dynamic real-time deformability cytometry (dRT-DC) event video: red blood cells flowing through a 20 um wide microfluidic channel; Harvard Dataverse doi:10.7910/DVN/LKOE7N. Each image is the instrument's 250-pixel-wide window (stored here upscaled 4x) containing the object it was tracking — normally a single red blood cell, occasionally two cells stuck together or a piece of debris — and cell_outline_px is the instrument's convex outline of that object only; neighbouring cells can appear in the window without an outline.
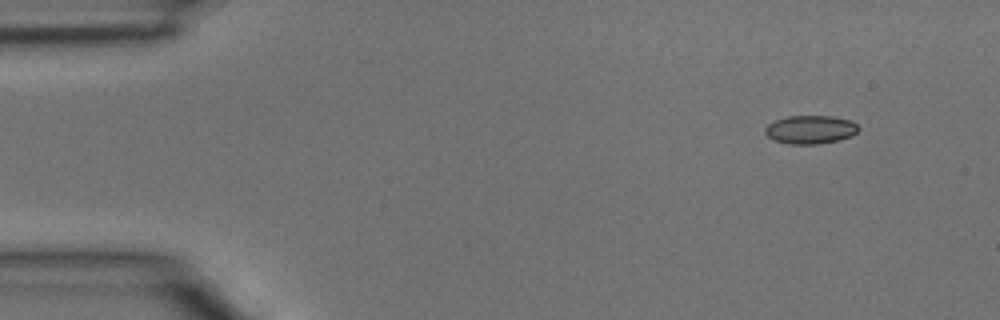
{"species": "common noctule bat (a hibernating species)", "species_latin": "Nyctalus noctula", "temperature_condition": "room temperature", "stored_images_in_passage": 3, "camera_frame_rate_fps": 3000, "um_per_image_px": 0.085, "animal": {"sex": "male", "body_mass_g": 15.6}, "frame": {"image": 1, "passage_image": 1, "time_ms": 0.0, "image_size_px": [1000, 320], "cell_outline_px": [[860, 128], [852, 136], [836, 140], [816, 144], [792, 144], [776, 140], [768, 136], [764, 132], [764, 128], [768, 124], [776, 120], [788, 116], [832, 116], [852, 120]], "centroid_in_image_um": [68.9, 11.0], "position_along_channel_um": 16.1, "area_um2": 15.32}}
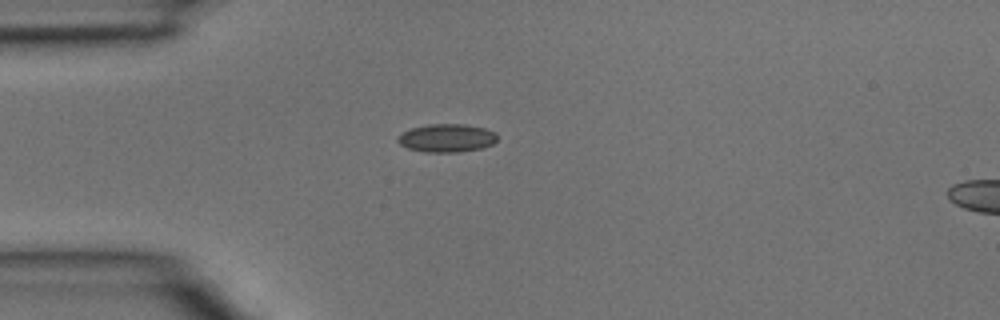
{"frame": {"image": 2, "passage_image": 3, "time_ms": 0.667, "image_size_px": [1000, 320], "cell_outline_px": [[496, 140], [492, 144], [480, 148], [456, 152], [424, 152], [408, 148], [400, 144], [396, 140], [396, 136], [412, 128], [428, 124], [464, 124], [484, 128], [496, 132]], "centroid_in_image_um": [37.94, 11.73], "position_along_channel_um": 47.1, "area_um2": 16.24}}